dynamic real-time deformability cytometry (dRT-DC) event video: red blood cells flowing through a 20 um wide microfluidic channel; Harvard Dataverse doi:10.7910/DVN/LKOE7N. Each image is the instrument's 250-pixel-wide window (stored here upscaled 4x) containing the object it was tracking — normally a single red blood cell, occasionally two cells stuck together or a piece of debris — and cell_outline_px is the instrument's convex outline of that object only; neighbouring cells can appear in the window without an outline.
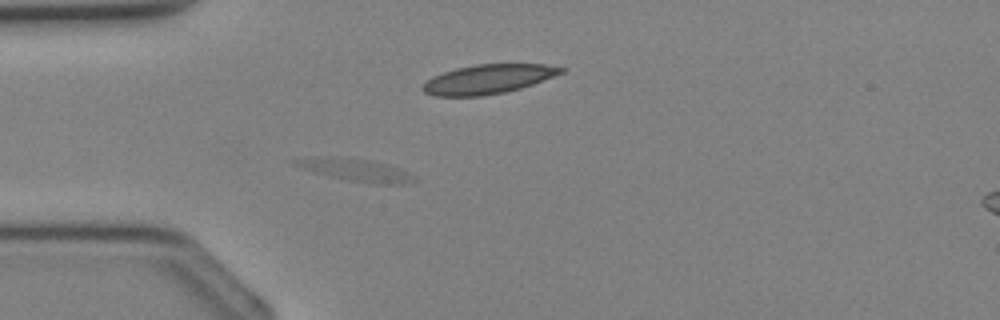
{"species": "Egyptian fruit bat (a non-hibernating species)", "species_latin": "Rousettus aegyptiacus", "temperature_condition": "cold", "stored_images_in_passage": 34, "camera_frame_rate_fps": 3000, "um_per_image_px": 0.085, "animal": {"sex": "female"}, "frame": {"image": 1, "passage_image": 8, "time_ms": 2.333, "image_size_px": [1000, 320], "cell_outline_px": [[416, 180], [408, 184], [376, 184], [348, 180], [316, 172], [292, 164], [292, 160], [364, 160], [384, 164], [400, 168], [416, 176]], "centroid_in_image_um": [30.51, 14.54], "position_along_channel_um": 54.5, "area_um2": 13.99}}
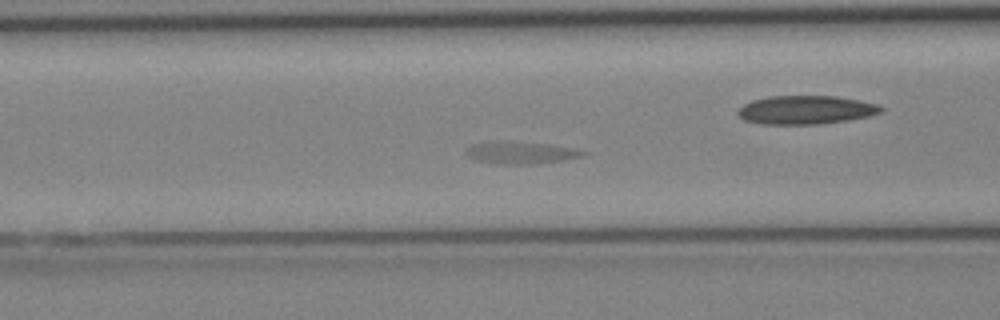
{"frame": {"image": 2, "passage_image": 12, "time_ms": 3.667, "image_size_px": [1000, 320], "cell_outline_px": [[588, 152], [584, 156], [560, 160], [532, 164], [500, 164], [476, 160], [468, 156], [464, 152], [472, 144], [548, 144], [572, 148]], "centroid_in_image_um": [44.32, 13.03], "position_along_channel_um": 122.3, "area_um2": 13.93}}
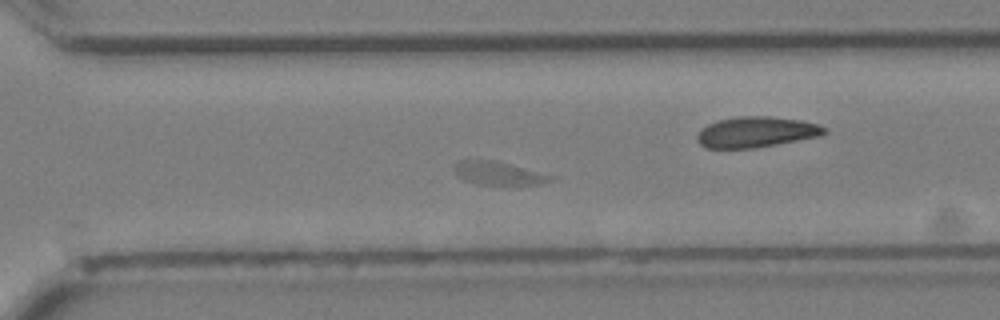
{"frame": {"image": 3, "passage_image": 23, "time_ms": 7.333, "image_size_px": [1000, 320], "cell_outline_px": [[556, 176], [552, 180], [540, 184], [480, 184], [464, 180], [456, 172], [456, 164], [460, 160], [496, 160]], "centroid_in_image_um": [42.43, 14.72], "position_along_channel_um": 328.2, "area_um2": 12.77}}